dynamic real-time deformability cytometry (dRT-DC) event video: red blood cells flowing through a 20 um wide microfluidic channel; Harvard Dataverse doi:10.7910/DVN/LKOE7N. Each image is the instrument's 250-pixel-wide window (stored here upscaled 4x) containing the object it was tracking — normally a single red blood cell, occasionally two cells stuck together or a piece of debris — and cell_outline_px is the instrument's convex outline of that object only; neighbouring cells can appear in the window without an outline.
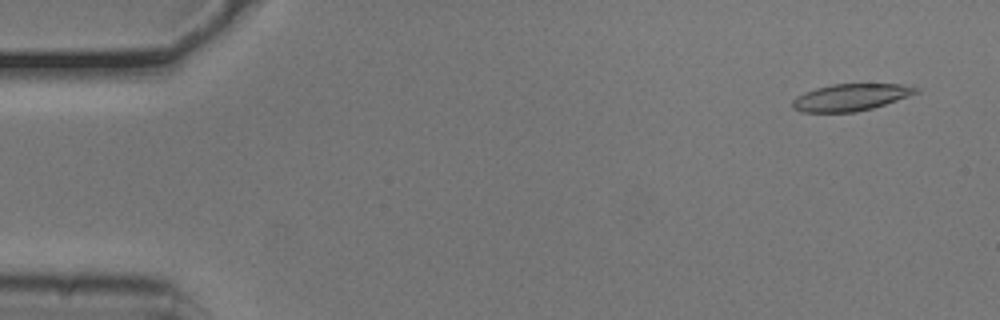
{"species": "common noctule bat (a hibernating species)", "species_latin": "Nyctalus noctula", "temperature_condition": "cold", "stored_images_in_passage": 54, "camera_frame_rate_fps": 3000, "um_per_image_px": 0.085, "animal": {"sex": "male", "body_mass_g": 20.5, "forearm_length_mm": 52.5}, "frame": {"image": 1, "passage_image": 3, "time_ms": 0.667, "image_size_px": [1000, 320], "cell_outline_px": [[920, 92], [872, 108], [856, 112], [800, 112], [792, 108], [792, 100], [796, 96], [804, 92], [816, 88], [832, 84], [900, 84], [920, 88]], "centroid_in_image_um": [72.27, 8.27], "position_along_channel_um": 12.7, "area_um2": 19.36}}
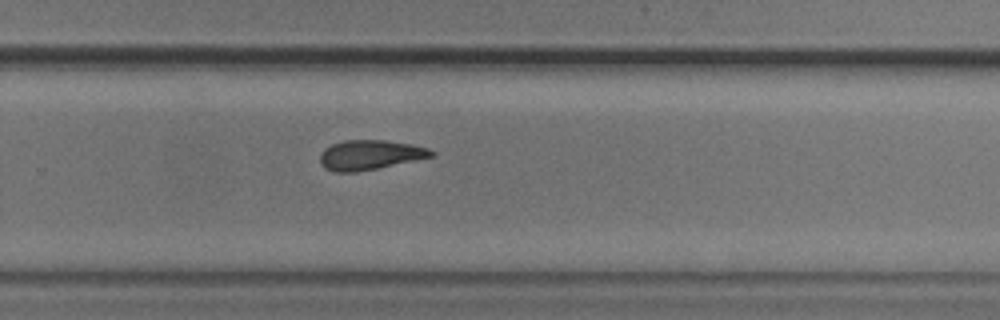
{"frame": {"image": 2, "passage_image": 35, "time_ms": 11.333, "image_size_px": [1000, 320], "cell_outline_px": [[436, 156], [356, 172], [332, 172], [324, 168], [320, 164], [320, 152], [324, 148], [332, 144], [344, 140], [384, 140], [412, 144], [428, 148], [436, 152]], "centroid_in_image_um": [31.43, 13.16], "position_along_channel_um": 298.4, "area_um2": 19.42}}
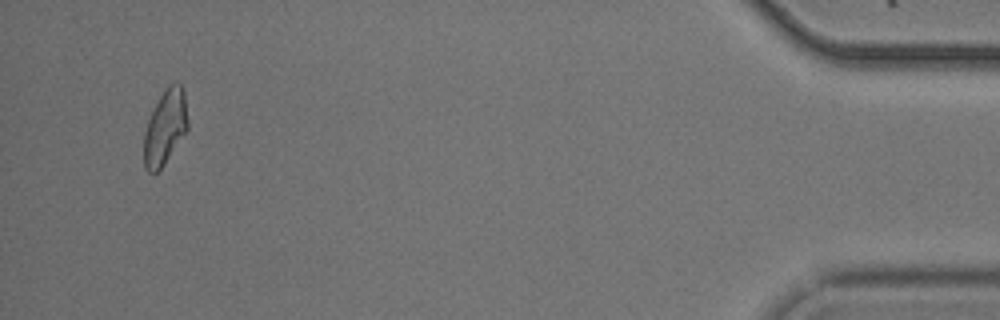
{"frame": {"image": 3, "passage_image": 51, "time_ms": 16.667, "image_size_px": [1000, 320], "cell_outline_px": [[188, 128], [164, 164], [156, 172], [148, 172], [144, 168], [144, 132], [148, 120], [160, 96], [168, 84], [176, 80], [180, 84], [184, 92], [188, 120]], "centroid_in_image_um": [14.04, 10.79], "position_along_channel_um": 421.2, "area_um2": 18.96}}